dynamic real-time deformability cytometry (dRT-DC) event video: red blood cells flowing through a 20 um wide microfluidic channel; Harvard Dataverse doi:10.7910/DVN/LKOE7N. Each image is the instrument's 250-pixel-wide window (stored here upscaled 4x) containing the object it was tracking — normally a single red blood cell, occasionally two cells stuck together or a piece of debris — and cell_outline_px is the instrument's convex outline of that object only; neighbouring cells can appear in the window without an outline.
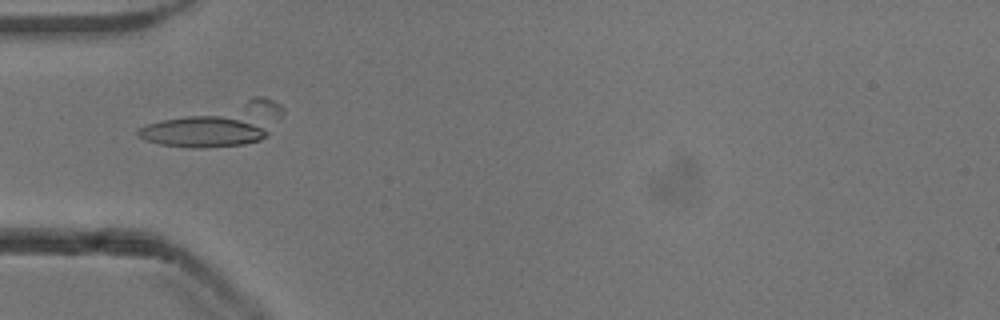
{"species": "common noctule bat (a hibernating species)", "species_latin": "Nyctalus noctula", "temperature_condition": "cold", "stored_images_in_passage": 51, "camera_frame_rate_fps": 3000, "um_per_image_px": 0.085, "animal": {"sex": "male", "body_mass_g": 13.3}, "frame": {"image": 1, "passage_image": 16, "time_ms": 5.0, "image_size_px": [1000, 320], "cell_outline_px": [[268, 132], [260, 140], [244, 144], [196, 148], [192, 148], [160, 144], [144, 140], [136, 136], [136, 132], [140, 128], [148, 124], [164, 120], [184, 116], [220, 116], [252, 124]], "centroid_in_image_um": [17.06, 11.22], "position_along_channel_um": 67.9, "area_um2": 22.43}}
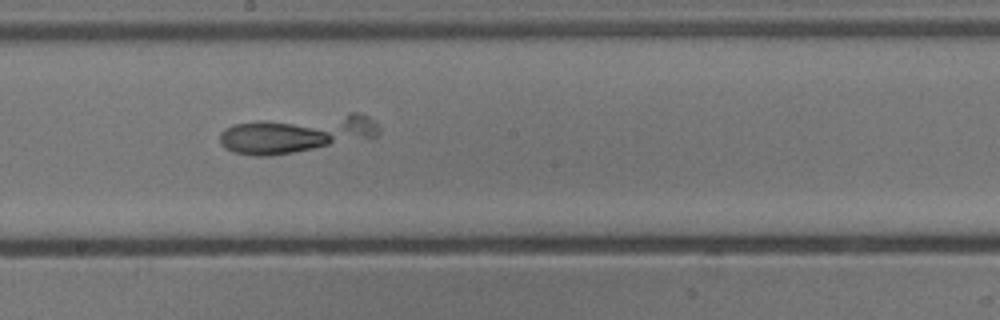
{"frame": {"image": 2, "passage_image": 28, "time_ms": 9.0, "image_size_px": [1000, 320], "cell_outline_px": [[380, 132], [376, 136], [292, 152], [268, 156], [256, 156], [232, 152], [224, 148], [220, 144], [220, 132], [224, 128], [232, 124], [260, 120], [348, 112], [356, 112], [368, 116], [376, 120], [380, 128]], "centroid_in_image_um": [25.21, 11.33], "position_along_channel_um": 223.0, "area_um2": 34.85}}
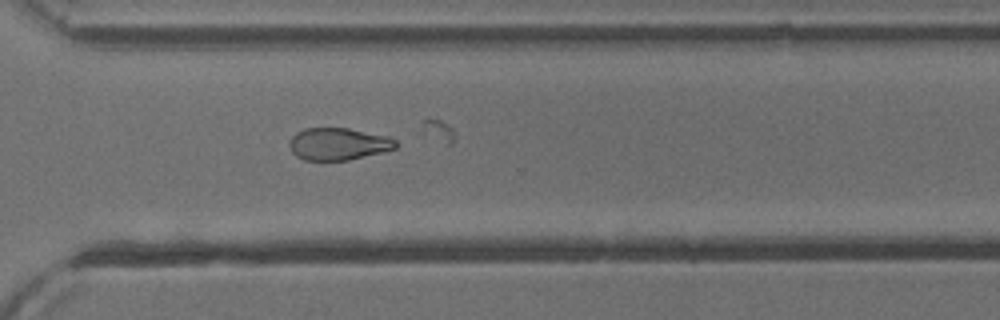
{"frame": {"image": 3, "passage_image": 37, "time_ms": 12.0, "image_size_px": [1000, 320], "cell_outline_px": [[396, 148], [384, 152], [348, 160], [304, 160], [296, 156], [292, 152], [288, 144], [292, 136], [296, 132], [304, 128], [348, 128], [388, 136], [396, 140]], "centroid_in_image_um": [28.74, 12.23], "position_along_channel_um": 341.9, "area_um2": 20.06}}